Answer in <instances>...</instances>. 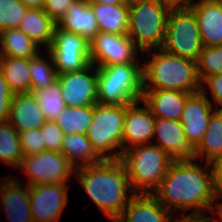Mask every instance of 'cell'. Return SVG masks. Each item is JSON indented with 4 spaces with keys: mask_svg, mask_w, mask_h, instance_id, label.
<instances>
[{
    "mask_svg": "<svg viewBox=\"0 0 222 222\" xmlns=\"http://www.w3.org/2000/svg\"><path fill=\"white\" fill-rule=\"evenodd\" d=\"M198 160L173 161L153 193L172 214L193 209L188 216L206 215L217 202L214 191L213 169L210 163ZM201 163L203 165H201Z\"/></svg>",
    "mask_w": 222,
    "mask_h": 222,
    "instance_id": "1",
    "label": "cell"
},
{
    "mask_svg": "<svg viewBox=\"0 0 222 222\" xmlns=\"http://www.w3.org/2000/svg\"><path fill=\"white\" fill-rule=\"evenodd\" d=\"M75 176L89 198L111 222H115L135 194L121 160H104L83 166Z\"/></svg>",
    "mask_w": 222,
    "mask_h": 222,
    "instance_id": "2",
    "label": "cell"
},
{
    "mask_svg": "<svg viewBox=\"0 0 222 222\" xmlns=\"http://www.w3.org/2000/svg\"><path fill=\"white\" fill-rule=\"evenodd\" d=\"M142 52L150 59L142 62L143 90H178L184 93L201 91L197 63L158 48ZM144 53V54H143Z\"/></svg>",
    "mask_w": 222,
    "mask_h": 222,
    "instance_id": "3",
    "label": "cell"
},
{
    "mask_svg": "<svg viewBox=\"0 0 222 222\" xmlns=\"http://www.w3.org/2000/svg\"><path fill=\"white\" fill-rule=\"evenodd\" d=\"M120 160L135 194H153L173 162L163 149L153 143L124 150Z\"/></svg>",
    "mask_w": 222,
    "mask_h": 222,
    "instance_id": "4",
    "label": "cell"
},
{
    "mask_svg": "<svg viewBox=\"0 0 222 222\" xmlns=\"http://www.w3.org/2000/svg\"><path fill=\"white\" fill-rule=\"evenodd\" d=\"M97 103L129 105L142 100L143 75L140 63L97 67Z\"/></svg>",
    "mask_w": 222,
    "mask_h": 222,
    "instance_id": "5",
    "label": "cell"
},
{
    "mask_svg": "<svg viewBox=\"0 0 222 222\" xmlns=\"http://www.w3.org/2000/svg\"><path fill=\"white\" fill-rule=\"evenodd\" d=\"M127 105L93 106V121L86 135L104 160H119L123 153V127Z\"/></svg>",
    "mask_w": 222,
    "mask_h": 222,
    "instance_id": "6",
    "label": "cell"
},
{
    "mask_svg": "<svg viewBox=\"0 0 222 222\" xmlns=\"http://www.w3.org/2000/svg\"><path fill=\"white\" fill-rule=\"evenodd\" d=\"M170 11L159 0L129 5L127 36L141 53L162 47Z\"/></svg>",
    "mask_w": 222,
    "mask_h": 222,
    "instance_id": "7",
    "label": "cell"
},
{
    "mask_svg": "<svg viewBox=\"0 0 222 222\" xmlns=\"http://www.w3.org/2000/svg\"><path fill=\"white\" fill-rule=\"evenodd\" d=\"M203 47L194 12L191 9H171L161 49L197 62Z\"/></svg>",
    "mask_w": 222,
    "mask_h": 222,
    "instance_id": "8",
    "label": "cell"
},
{
    "mask_svg": "<svg viewBox=\"0 0 222 222\" xmlns=\"http://www.w3.org/2000/svg\"><path fill=\"white\" fill-rule=\"evenodd\" d=\"M18 168L27 175L29 187L69 183L76 170L61 152L48 150L23 156Z\"/></svg>",
    "mask_w": 222,
    "mask_h": 222,
    "instance_id": "9",
    "label": "cell"
},
{
    "mask_svg": "<svg viewBox=\"0 0 222 222\" xmlns=\"http://www.w3.org/2000/svg\"><path fill=\"white\" fill-rule=\"evenodd\" d=\"M46 50L53 58L57 75L80 71L90 64V42L57 26Z\"/></svg>",
    "mask_w": 222,
    "mask_h": 222,
    "instance_id": "10",
    "label": "cell"
},
{
    "mask_svg": "<svg viewBox=\"0 0 222 222\" xmlns=\"http://www.w3.org/2000/svg\"><path fill=\"white\" fill-rule=\"evenodd\" d=\"M140 52L127 34L99 32L90 42V63L96 67L140 63Z\"/></svg>",
    "mask_w": 222,
    "mask_h": 222,
    "instance_id": "11",
    "label": "cell"
},
{
    "mask_svg": "<svg viewBox=\"0 0 222 222\" xmlns=\"http://www.w3.org/2000/svg\"><path fill=\"white\" fill-rule=\"evenodd\" d=\"M66 107L97 104L98 69L90 63L86 68L57 75Z\"/></svg>",
    "mask_w": 222,
    "mask_h": 222,
    "instance_id": "12",
    "label": "cell"
},
{
    "mask_svg": "<svg viewBox=\"0 0 222 222\" xmlns=\"http://www.w3.org/2000/svg\"><path fill=\"white\" fill-rule=\"evenodd\" d=\"M69 185L41 184L30 187L33 222H58L68 203Z\"/></svg>",
    "mask_w": 222,
    "mask_h": 222,
    "instance_id": "13",
    "label": "cell"
},
{
    "mask_svg": "<svg viewBox=\"0 0 222 222\" xmlns=\"http://www.w3.org/2000/svg\"><path fill=\"white\" fill-rule=\"evenodd\" d=\"M152 141L173 161L198 160L197 146L186 138L180 121L156 117Z\"/></svg>",
    "mask_w": 222,
    "mask_h": 222,
    "instance_id": "14",
    "label": "cell"
},
{
    "mask_svg": "<svg viewBox=\"0 0 222 222\" xmlns=\"http://www.w3.org/2000/svg\"><path fill=\"white\" fill-rule=\"evenodd\" d=\"M155 119L150 108L142 100L127 105L123 127V151L133 146L152 143Z\"/></svg>",
    "mask_w": 222,
    "mask_h": 222,
    "instance_id": "15",
    "label": "cell"
},
{
    "mask_svg": "<svg viewBox=\"0 0 222 222\" xmlns=\"http://www.w3.org/2000/svg\"><path fill=\"white\" fill-rule=\"evenodd\" d=\"M22 183V180L13 175L2 177L0 181V206L2 205L10 222H33L30 187Z\"/></svg>",
    "mask_w": 222,
    "mask_h": 222,
    "instance_id": "16",
    "label": "cell"
},
{
    "mask_svg": "<svg viewBox=\"0 0 222 222\" xmlns=\"http://www.w3.org/2000/svg\"><path fill=\"white\" fill-rule=\"evenodd\" d=\"M216 110L201 91L191 94L186 99L180 122L186 138L196 146L202 141L210 118Z\"/></svg>",
    "mask_w": 222,
    "mask_h": 222,
    "instance_id": "17",
    "label": "cell"
},
{
    "mask_svg": "<svg viewBox=\"0 0 222 222\" xmlns=\"http://www.w3.org/2000/svg\"><path fill=\"white\" fill-rule=\"evenodd\" d=\"M190 9L196 16L203 46L222 45V4L218 0H196Z\"/></svg>",
    "mask_w": 222,
    "mask_h": 222,
    "instance_id": "18",
    "label": "cell"
},
{
    "mask_svg": "<svg viewBox=\"0 0 222 222\" xmlns=\"http://www.w3.org/2000/svg\"><path fill=\"white\" fill-rule=\"evenodd\" d=\"M174 215L153 194H134L115 222H172Z\"/></svg>",
    "mask_w": 222,
    "mask_h": 222,
    "instance_id": "19",
    "label": "cell"
},
{
    "mask_svg": "<svg viewBox=\"0 0 222 222\" xmlns=\"http://www.w3.org/2000/svg\"><path fill=\"white\" fill-rule=\"evenodd\" d=\"M46 121L42 109L31 93L14 94L8 123L19 133L39 129Z\"/></svg>",
    "mask_w": 222,
    "mask_h": 222,
    "instance_id": "20",
    "label": "cell"
},
{
    "mask_svg": "<svg viewBox=\"0 0 222 222\" xmlns=\"http://www.w3.org/2000/svg\"><path fill=\"white\" fill-rule=\"evenodd\" d=\"M190 93L178 90H143L142 101L157 118L180 121Z\"/></svg>",
    "mask_w": 222,
    "mask_h": 222,
    "instance_id": "21",
    "label": "cell"
},
{
    "mask_svg": "<svg viewBox=\"0 0 222 222\" xmlns=\"http://www.w3.org/2000/svg\"><path fill=\"white\" fill-rule=\"evenodd\" d=\"M57 27L78 34L88 42L100 32L92 6L85 0H77L71 4L66 14L57 22Z\"/></svg>",
    "mask_w": 222,
    "mask_h": 222,
    "instance_id": "22",
    "label": "cell"
},
{
    "mask_svg": "<svg viewBox=\"0 0 222 222\" xmlns=\"http://www.w3.org/2000/svg\"><path fill=\"white\" fill-rule=\"evenodd\" d=\"M57 23L42 8H28L18 29L24 32L39 46L46 49L51 45Z\"/></svg>",
    "mask_w": 222,
    "mask_h": 222,
    "instance_id": "23",
    "label": "cell"
},
{
    "mask_svg": "<svg viewBox=\"0 0 222 222\" xmlns=\"http://www.w3.org/2000/svg\"><path fill=\"white\" fill-rule=\"evenodd\" d=\"M100 32L126 35L129 30L128 4L91 5Z\"/></svg>",
    "mask_w": 222,
    "mask_h": 222,
    "instance_id": "24",
    "label": "cell"
},
{
    "mask_svg": "<svg viewBox=\"0 0 222 222\" xmlns=\"http://www.w3.org/2000/svg\"><path fill=\"white\" fill-rule=\"evenodd\" d=\"M61 153L75 169L100 164L104 159L97 153L86 134H66L62 141Z\"/></svg>",
    "mask_w": 222,
    "mask_h": 222,
    "instance_id": "25",
    "label": "cell"
},
{
    "mask_svg": "<svg viewBox=\"0 0 222 222\" xmlns=\"http://www.w3.org/2000/svg\"><path fill=\"white\" fill-rule=\"evenodd\" d=\"M0 73L14 94L30 93V59L0 56Z\"/></svg>",
    "mask_w": 222,
    "mask_h": 222,
    "instance_id": "26",
    "label": "cell"
},
{
    "mask_svg": "<svg viewBox=\"0 0 222 222\" xmlns=\"http://www.w3.org/2000/svg\"><path fill=\"white\" fill-rule=\"evenodd\" d=\"M40 50V46L18 28L0 32V56L31 59Z\"/></svg>",
    "mask_w": 222,
    "mask_h": 222,
    "instance_id": "27",
    "label": "cell"
},
{
    "mask_svg": "<svg viewBox=\"0 0 222 222\" xmlns=\"http://www.w3.org/2000/svg\"><path fill=\"white\" fill-rule=\"evenodd\" d=\"M197 154L198 160L210 164L222 158V109L212 114L204 137L197 146Z\"/></svg>",
    "mask_w": 222,
    "mask_h": 222,
    "instance_id": "28",
    "label": "cell"
},
{
    "mask_svg": "<svg viewBox=\"0 0 222 222\" xmlns=\"http://www.w3.org/2000/svg\"><path fill=\"white\" fill-rule=\"evenodd\" d=\"M93 121V106L66 107L55 122L64 134H86Z\"/></svg>",
    "mask_w": 222,
    "mask_h": 222,
    "instance_id": "29",
    "label": "cell"
},
{
    "mask_svg": "<svg viewBox=\"0 0 222 222\" xmlns=\"http://www.w3.org/2000/svg\"><path fill=\"white\" fill-rule=\"evenodd\" d=\"M30 93L36 99L47 121H55L58 115L66 108L58 80L49 87L41 90H31Z\"/></svg>",
    "mask_w": 222,
    "mask_h": 222,
    "instance_id": "30",
    "label": "cell"
},
{
    "mask_svg": "<svg viewBox=\"0 0 222 222\" xmlns=\"http://www.w3.org/2000/svg\"><path fill=\"white\" fill-rule=\"evenodd\" d=\"M22 157L19 132L8 122H0V161L16 168Z\"/></svg>",
    "mask_w": 222,
    "mask_h": 222,
    "instance_id": "31",
    "label": "cell"
},
{
    "mask_svg": "<svg viewBox=\"0 0 222 222\" xmlns=\"http://www.w3.org/2000/svg\"><path fill=\"white\" fill-rule=\"evenodd\" d=\"M40 54L30 59L31 90L44 89L57 80L53 58L49 53L47 58Z\"/></svg>",
    "mask_w": 222,
    "mask_h": 222,
    "instance_id": "32",
    "label": "cell"
},
{
    "mask_svg": "<svg viewBox=\"0 0 222 222\" xmlns=\"http://www.w3.org/2000/svg\"><path fill=\"white\" fill-rule=\"evenodd\" d=\"M196 63L201 83L209 76L222 74V45L203 47Z\"/></svg>",
    "mask_w": 222,
    "mask_h": 222,
    "instance_id": "33",
    "label": "cell"
},
{
    "mask_svg": "<svg viewBox=\"0 0 222 222\" xmlns=\"http://www.w3.org/2000/svg\"><path fill=\"white\" fill-rule=\"evenodd\" d=\"M27 9L21 0H0V32L17 29Z\"/></svg>",
    "mask_w": 222,
    "mask_h": 222,
    "instance_id": "34",
    "label": "cell"
},
{
    "mask_svg": "<svg viewBox=\"0 0 222 222\" xmlns=\"http://www.w3.org/2000/svg\"><path fill=\"white\" fill-rule=\"evenodd\" d=\"M19 141L23 156L38 154L46 150L41 128L20 132Z\"/></svg>",
    "mask_w": 222,
    "mask_h": 222,
    "instance_id": "35",
    "label": "cell"
},
{
    "mask_svg": "<svg viewBox=\"0 0 222 222\" xmlns=\"http://www.w3.org/2000/svg\"><path fill=\"white\" fill-rule=\"evenodd\" d=\"M43 131V138L45 141L46 150L61 152L62 141L64 139V132L55 121H46L41 127Z\"/></svg>",
    "mask_w": 222,
    "mask_h": 222,
    "instance_id": "36",
    "label": "cell"
},
{
    "mask_svg": "<svg viewBox=\"0 0 222 222\" xmlns=\"http://www.w3.org/2000/svg\"><path fill=\"white\" fill-rule=\"evenodd\" d=\"M201 92L216 109H222V74L207 77L201 83Z\"/></svg>",
    "mask_w": 222,
    "mask_h": 222,
    "instance_id": "37",
    "label": "cell"
},
{
    "mask_svg": "<svg viewBox=\"0 0 222 222\" xmlns=\"http://www.w3.org/2000/svg\"><path fill=\"white\" fill-rule=\"evenodd\" d=\"M75 1L77 0H43L42 9L57 23Z\"/></svg>",
    "mask_w": 222,
    "mask_h": 222,
    "instance_id": "38",
    "label": "cell"
},
{
    "mask_svg": "<svg viewBox=\"0 0 222 222\" xmlns=\"http://www.w3.org/2000/svg\"><path fill=\"white\" fill-rule=\"evenodd\" d=\"M13 97L14 93L0 73V122H8Z\"/></svg>",
    "mask_w": 222,
    "mask_h": 222,
    "instance_id": "39",
    "label": "cell"
},
{
    "mask_svg": "<svg viewBox=\"0 0 222 222\" xmlns=\"http://www.w3.org/2000/svg\"><path fill=\"white\" fill-rule=\"evenodd\" d=\"M211 165L213 169L214 191L219 200L222 198V158L214 161Z\"/></svg>",
    "mask_w": 222,
    "mask_h": 222,
    "instance_id": "40",
    "label": "cell"
},
{
    "mask_svg": "<svg viewBox=\"0 0 222 222\" xmlns=\"http://www.w3.org/2000/svg\"><path fill=\"white\" fill-rule=\"evenodd\" d=\"M170 9H190L196 0H159Z\"/></svg>",
    "mask_w": 222,
    "mask_h": 222,
    "instance_id": "41",
    "label": "cell"
},
{
    "mask_svg": "<svg viewBox=\"0 0 222 222\" xmlns=\"http://www.w3.org/2000/svg\"><path fill=\"white\" fill-rule=\"evenodd\" d=\"M172 222H212L210 216L208 215H198V216H179L176 220L174 219Z\"/></svg>",
    "mask_w": 222,
    "mask_h": 222,
    "instance_id": "42",
    "label": "cell"
},
{
    "mask_svg": "<svg viewBox=\"0 0 222 222\" xmlns=\"http://www.w3.org/2000/svg\"><path fill=\"white\" fill-rule=\"evenodd\" d=\"M210 212L213 213V215H216V213L218 215L217 218L210 216L212 222H222V202L220 200L216 202V205L212 207Z\"/></svg>",
    "mask_w": 222,
    "mask_h": 222,
    "instance_id": "43",
    "label": "cell"
},
{
    "mask_svg": "<svg viewBox=\"0 0 222 222\" xmlns=\"http://www.w3.org/2000/svg\"><path fill=\"white\" fill-rule=\"evenodd\" d=\"M89 5L93 4H127L126 0H85Z\"/></svg>",
    "mask_w": 222,
    "mask_h": 222,
    "instance_id": "44",
    "label": "cell"
},
{
    "mask_svg": "<svg viewBox=\"0 0 222 222\" xmlns=\"http://www.w3.org/2000/svg\"><path fill=\"white\" fill-rule=\"evenodd\" d=\"M28 8H42L43 0H21Z\"/></svg>",
    "mask_w": 222,
    "mask_h": 222,
    "instance_id": "45",
    "label": "cell"
},
{
    "mask_svg": "<svg viewBox=\"0 0 222 222\" xmlns=\"http://www.w3.org/2000/svg\"><path fill=\"white\" fill-rule=\"evenodd\" d=\"M144 1H155V0H126V3L128 5H131V4H134V3H137V2H144Z\"/></svg>",
    "mask_w": 222,
    "mask_h": 222,
    "instance_id": "46",
    "label": "cell"
}]
</instances>
